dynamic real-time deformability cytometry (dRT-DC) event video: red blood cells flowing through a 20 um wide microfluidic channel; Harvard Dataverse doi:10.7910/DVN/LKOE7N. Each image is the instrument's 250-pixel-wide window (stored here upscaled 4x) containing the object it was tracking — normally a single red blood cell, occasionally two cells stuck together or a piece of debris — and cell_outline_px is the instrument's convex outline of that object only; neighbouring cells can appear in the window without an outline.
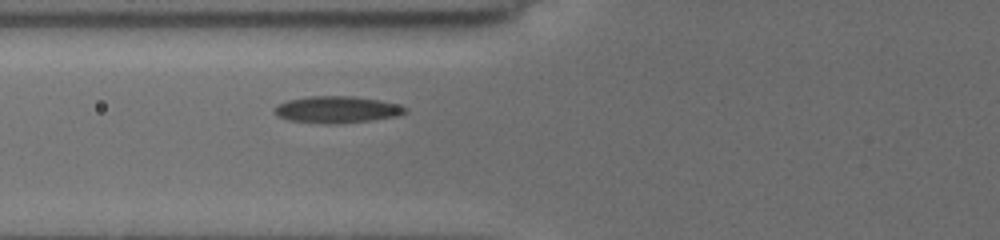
{"species": "common noctule bat (a hibernating species)", "species_latin": "Nyctalus noctula", "temperature_condition": "cold", "stored_images_in_passage": 5, "camera_frame_rate_fps": 3000, "um_per_image_px": 0.085, "animal": {"sex": "female", "body_mass_g": 19.5, "forearm_length_mm": 54.1}, "frame": {"image": 1, "passage_image": 5, "time_ms": 3.333, "image_size_px": [1000, 240], "cell_outline_px": [[408, 112], [400, 116], [372, 120], [332, 124], [324, 124], [288, 120], [276, 116], [272, 112], [272, 108], [276, 104], [288, 100], [308, 96], [352, 96], [380, 100], [400, 104], [408, 108]], "centroid_in_image_um": [28.63, 9.31], "position_along_channel_um": 97.2, "area_um2": 20.87}}